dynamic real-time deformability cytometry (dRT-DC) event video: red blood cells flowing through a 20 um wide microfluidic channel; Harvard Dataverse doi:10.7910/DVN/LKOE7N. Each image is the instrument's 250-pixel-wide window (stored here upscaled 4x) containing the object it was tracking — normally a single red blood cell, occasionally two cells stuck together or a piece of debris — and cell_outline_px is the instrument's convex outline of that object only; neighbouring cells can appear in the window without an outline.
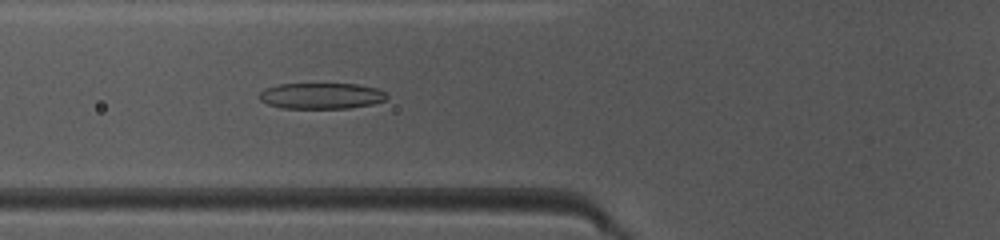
{"species": "common noctule bat (a hibernating species)", "species_latin": "Nyctalus noctula", "temperature_condition": "warm", "stored_images_in_passage": 47, "camera_frame_rate_fps": 3000, "um_per_image_px": 0.085, "animal": {"sex": "female", "body_mass_g": 10.0, "forearm_length_mm": 53.1}, "frame": {"image": 1, "passage_image": 17, "time_ms": 5.333, "image_size_px": [1000, 240], "cell_outline_px": [[388, 96], [384, 100], [372, 104], [348, 108], [280, 108], [268, 104], [260, 100], [260, 92], [264, 88], [280, 84], [356, 84], [376, 88], [384, 92]], "centroid_in_image_um": [27.29, 8.15], "position_along_channel_um": 98.5, "area_um2": 19.19}}
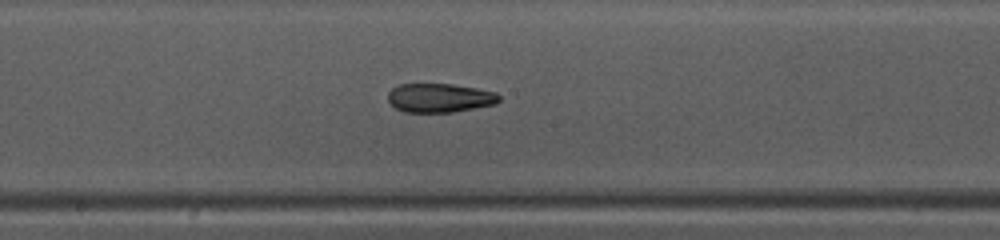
{"frame": {"image": 2, "passage_image": 25, "time_ms": 8.0, "image_size_px": [1000, 240], "cell_outline_px": [[500, 100], [496, 104], [452, 112], [404, 112], [396, 108], [388, 100], [388, 92], [392, 88], [400, 84], [452, 84], [476, 88], [496, 92], [500, 96]], "centroid_in_image_um": [37.38, 8.32], "position_along_channel_um": 210.8, "area_um2": 18.73}}
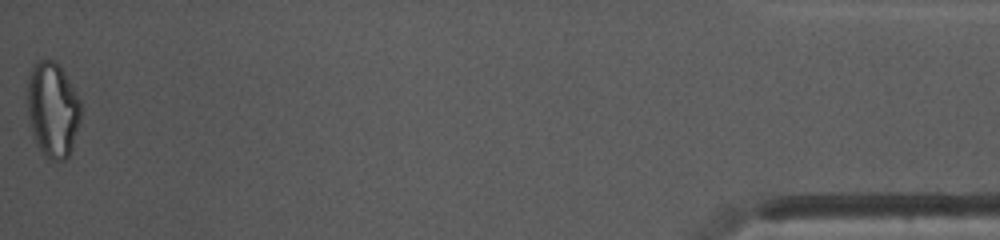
{"frame": {"image": 3, "passage_image": 47, "time_ms": 15.333, "image_size_px": [1000, 240], "cell_outline_px": [[80, 120], [72, 148], [68, 156], [64, 160], [48, 160], [44, 156], [36, 144], [32, 136], [28, 120], [28, 72], [32, 64], [40, 60], [52, 60], [64, 72], [80, 100]], "centroid_in_image_um": [4.45, 9.34], "position_along_channel_um": 430.8, "area_um2": 29.77}, "authors_computed_cell_mechanics": {"area_um2": 20.23, "velocity_mm_per_s": 4.1868, "shape_relaxation_time_tau1_ms": null, "shape_relaxation_time_tau2_ms": 1.8911, "deformation_change_tau1": null, "deformation_change_tau2": 0.1005}}